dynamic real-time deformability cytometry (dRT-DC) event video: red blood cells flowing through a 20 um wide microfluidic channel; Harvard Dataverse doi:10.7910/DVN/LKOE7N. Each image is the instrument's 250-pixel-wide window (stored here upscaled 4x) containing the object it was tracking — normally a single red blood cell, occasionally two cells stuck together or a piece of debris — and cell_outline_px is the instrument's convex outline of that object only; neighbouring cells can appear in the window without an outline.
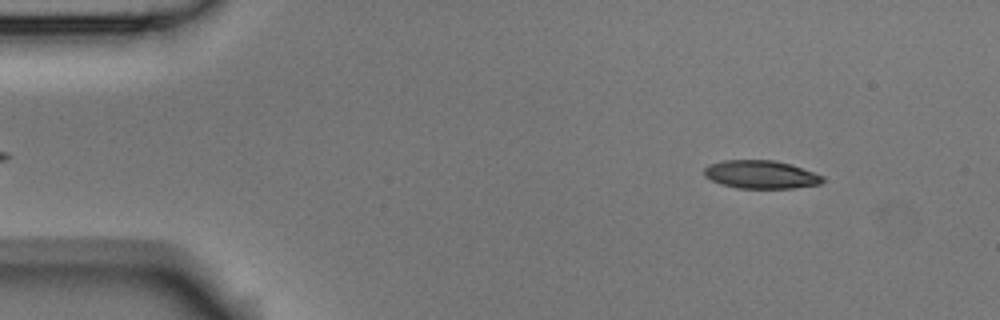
{"species": "Egyptian fruit bat (a non-hibernating species)", "species_latin": "Rousettus aegyptiacus", "temperature_condition": "room temperature", "stored_images_in_passage": 3, "camera_frame_rate_fps": 3000, "um_per_image_px": 0.085, "animal": {"sex": "male"}, "frame": {"image": 1, "passage_image": 1, "time_ms": 0.0, "image_size_px": [1000, 320], "cell_outline_px": [[824, 180], [820, 184], [792, 188], [736, 188], [720, 184], [704, 176], [704, 168], [708, 164], [724, 160], [772, 160], [792, 164], [824, 176]], "centroid_in_image_um": [64.66, 14.83], "position_along_channel_um": 20.3, "area_um2": 19.54}}